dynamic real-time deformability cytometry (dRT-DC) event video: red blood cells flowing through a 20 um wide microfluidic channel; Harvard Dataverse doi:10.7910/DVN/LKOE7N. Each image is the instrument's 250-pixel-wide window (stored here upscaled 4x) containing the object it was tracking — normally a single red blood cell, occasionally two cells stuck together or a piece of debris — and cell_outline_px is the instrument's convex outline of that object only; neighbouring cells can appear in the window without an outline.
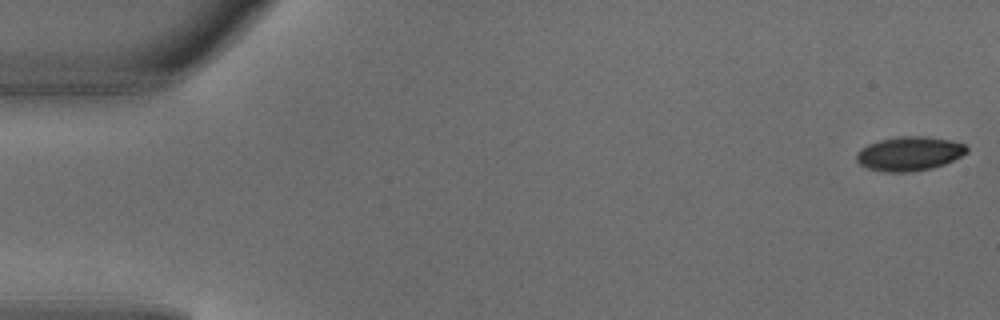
{"species": "common noctule bat (a hibernating species)", "species_latin": "Nyctalus noctula", "temperature_condition": "warm", "stored_images_in_passage": 6, "camera_frame_rate_fps": 3000, "um_per_image_px": 0.085, "animal": {"sex": "male", "body_mass_g": 18.8}, "frame": {"image": 1, "passage_image": 1, "time_ms": 0.0, "image_size_px": [1000, 320], "cell_outline_px": [[968, 152], [944, 164], [932, 168], [908, 172], [884, 172], [868, 168], [860, 164], [856, 160], [856, 156], [860, 148], [868, 144], [880, 140], [900, 136], [928, 136], [952, 140], [964, 144], [968, 148]], "centroid_in_image_um": [77.29, 13.05], "position_along_channel_um": 7.7, "area_um2": 21.96}}
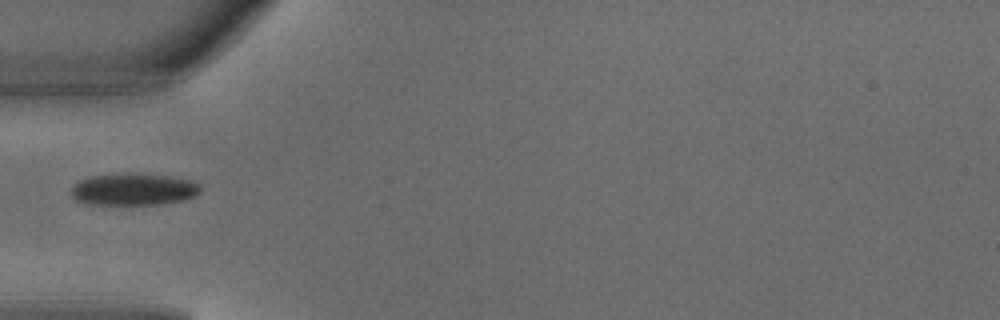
{"frame": {"image": 2, "passage_image": 5, "time_ms": 1.333, "image_size_px": [1000, 320], "cell_outline_px": [[200, 192], [196, 196], [184, 200], [164, 204], [84, 204], [76, 200], [68, 192], [72, 184], [88, 176], [116, 172], [128, 172], [168, 176], [188, 180], [200, 184]], "centroid_in_image_um": [11.28, 16.08], "position_along_channel_um": 73.7, "area_um2": 24.74}}
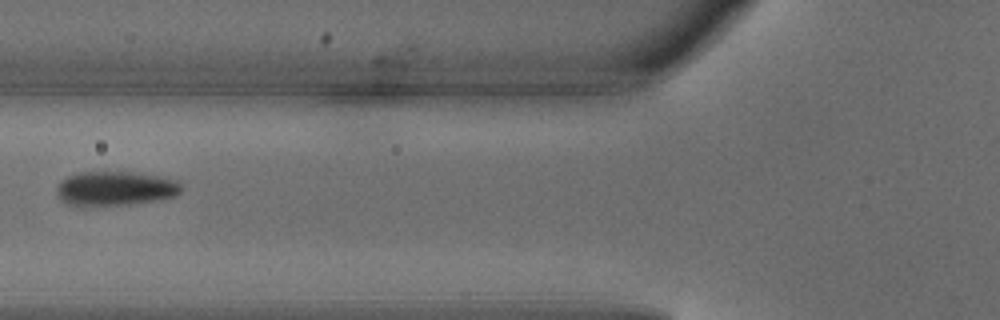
{"frame": {"image": 3, "passage_image": 6, "time_ms": 1.667, "image_size_px": [1000, 320], "cell_outline_px": [[180, 192], [176, 196], [160, 200], [132, 204], [64, 204], [60, 200], [56, 192], [56, 188], [60, 180], [68, 176], [80, 172], [132, 172], [180, 180]], "centroid_in_image_um": [9.81, 16.01], "position_along_channel_um": 116.0, "area_um2": 24.74}}